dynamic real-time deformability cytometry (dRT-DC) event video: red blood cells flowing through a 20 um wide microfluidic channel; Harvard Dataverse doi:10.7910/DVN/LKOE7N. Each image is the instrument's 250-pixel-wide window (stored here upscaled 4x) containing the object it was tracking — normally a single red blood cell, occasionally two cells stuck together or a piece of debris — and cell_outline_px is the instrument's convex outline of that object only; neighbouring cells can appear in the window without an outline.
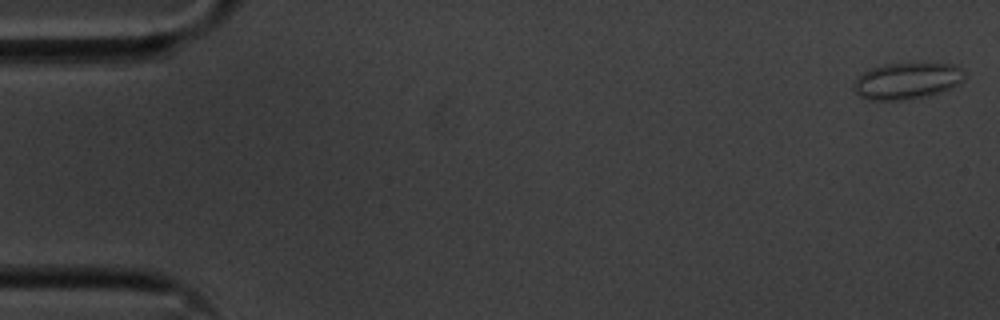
{"species": "common noctule bat (a hibernating species)", "species_latin": "Nyctalus noctula", "temperature_condition": "cold", "stored_images_in_passage": 56, "camera_frame_rate_fps": 3000, "um_per_image_px": 0.085, "animal": {"sex": "male", "body_mass_g": 20.1, "forearm_length_mm": 53.5}, "frame": {"image": 1, "passage_image": 1, "time_ms": 0.0, "image_size_px": [1000, 320], "cell_outline_px": [[968, 72], [956, 84], [948, 88], [936, 92], [920, 96], [900, 100], [868, 100], [860, 96], [852, 88], [852, 84], [868, 68], [888, 64], [952, 64]], "centroid_in_image_um": [77.02, 6.86], "position_along_channel_um": 8.0, "area_um2": 22.89}}
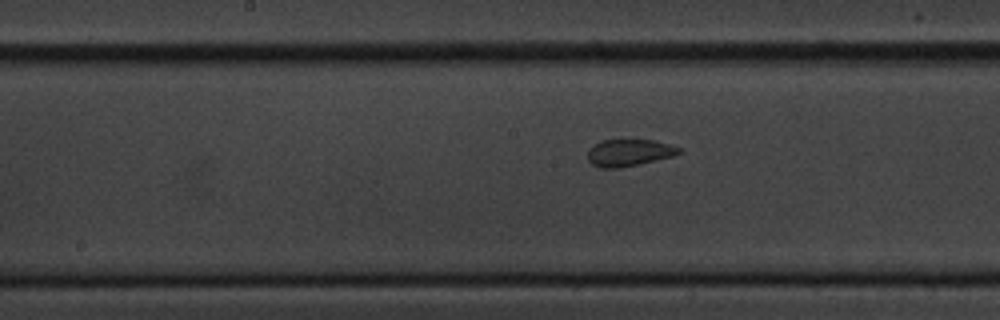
{"frame": {"image": 2, "passage_image": 28, "time_ms": 9.0, "image_size_px": [1000, 320], "cell_outline_px": [[680, 152], [672, 156], [636, 164], [616, 168], [600, 168], [592, 164], [588, 160], [588, 148], [592, 144], [600, 140], [656, 140], [680, 148]], "centroid_in_image_um": [53.39, 12.96], "position_along_channel_um": 194.8, "area_um2": 14.16}}
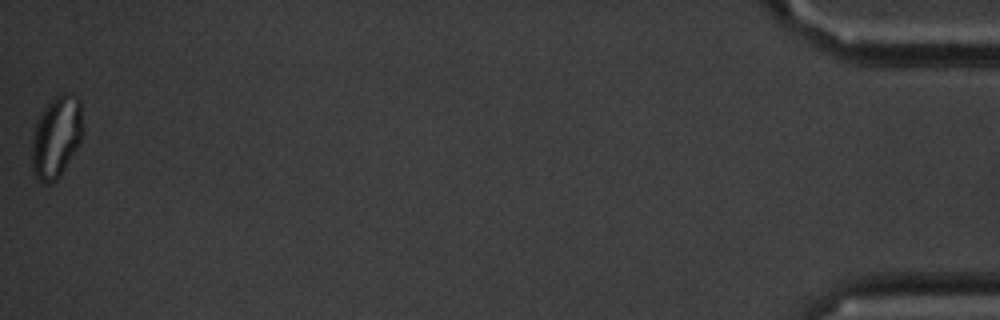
{"frame": {"image": 3, "passage_image": 56, "time_ms": 18.333, "image_size_px": [1000, 320], "cell_outline_px": [[84, 132], [76, 148], [60, 176], [56, 180], [48, 184], [44, 184], [36, 180], [32, 172], [32, 136], [36, 120], [44, 108], [56, 96], [64, 92], [72, 92], [80, 96], [84, 128]], "centroid_in_image_um": [4.8, 11.61], "position_along_channel_um": 430.4, "area_um2": 24.85}}